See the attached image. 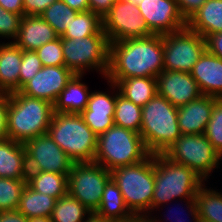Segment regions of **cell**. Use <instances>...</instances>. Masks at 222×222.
I'll return each mask as SVG.
<instances>
[{
  "label": "cell",
  "instance_id": "44dd1931",
  "mask_svg": "<svg viewBox=\"0 0 222 222\" xmlns=\"http://www.w3.org/2000/svg\"><path fill=\"white\" fill-rule=\"evenodd\" d=\"M22 50L13 42L0 43V88L5 93L19 90Z\"/></svg>",
  "mask_w": 222,
  "mask_h": 222
},
{
  "label": "cell",
  "instance_id": "60d3db41",
  "mask_svg": "<svg viewBox=\"0 0 222 222\" xmlns=\"http://www.w3.org/2000/svg\"><path fill=\"white\" fill-rule=\"evenodd\" d=\"M57 0H23L24 16L40 15Z\"/></svg>",
  "mask_w": 222,
  "mask_h": 222
},
{
  "label": "cell",
  "instance_id": "74e56055",
  "mask_svg": "<svg viewBox=\"0 0 222 222\" xmlns=\"http://www.w3.org/2000/svg\"><path fill=\"white\" fill-rule=\"evenodd\" d=\"M21 19V15L6 11L0 6V37L15 40L19 33Z\"/></svg>",
  "mask_w": 222,
  "mask_h": 222
},
{
  "label": "cell",
  "instance_id": "c3c4849f",
  "mask_svg": "<svg viewBox=\"0 0 222 222\" xmlns=\"http://www.w3.org/2000/svg\"><path fill=\"white\" fill-rule=\"evenodd\" d=\"M65 2L69 7L78 11L84 12L90 10L88 0H62Z\"/></svg>",
  "mask_w": 222,
  "mask_h": 222
},
{
  "label": "cell",
  "instance_id": "7a4b0ae2",
  "mask_svg": "<svg viewBox=\"0 0 222 222\" xmlns=\"http://www.w3.org/2000/svg\"><path fill=\"white\" fill-rule=\"evenodd\" d=\"M154 178L152 212L178 198L184 200V203L186 199H195L197 192L205 183V180L191 168L172 162L163 154H154Z\"/></svg>",
  "mask_w": 222,
  "mask_h": 222
},
{
  "label": "cell",
  "instance_id": "ba28073f",
  "mask_svg": "<svg viewBox=\"0 0 222 222\" xmlns=\"http://www.w3.org/2000/svg\"><path fill=\"white\" fill-rule=\"evenodd\" d=\"M65 67L74 74L97 70L106 78L109 69L110 43L106 34H94L82 39L61 38Z\"/></svg>",
  "mask_w": 222,
  "mask_h": 222
},
{
  "label": "cell",
  "instance_id": "7dc6e473",
  "mask_svg": "<svg viewBox=\"0 0 222 222\" xmlns=\"http://www.w3.org/2000/svg\"><path fill=\"white\" fill-rule=\"evenodd\" d=\"M0 6L6 11L24 16L23 0H0Z\"/></svg>",
  "mask_w": 222,
  "mask_h": 222
},
{
  "label": "cell",
  "instance_id": "9c48e42d",
  "mask_svg": "<svg viewBox=\"0 0 222 222\" xmlns=\"http://www.w3.org/2000/svg\"><path fill=\"white\" fill-rule=\"evenodd\" d=\"M163 155L172 162L191 168L205 181H208L211 172L222 163V157L204 133L179 136Z\"/></svg>",
  "mask_w": 222,
  "mask_h": 222
},
{
  "label": "cell",
  "instance_id": "e575fe53",
  "mask_svg": "<svg viewBox=\"0 0 222 222\" xmlns=\"http://www.w3.org/2000/svg\"><path fill=\"white\" fill-rule=\"evenodd\" d=\"M110 83V84H109ZM112 91L115 93H107L102 91L91 92L87 108L83 111H93L100 114H114L116 105V84L108 82Z\"/></svg>",
  "mask_w": 222,
  "mask_h": 222
},
{
  "label": "cell",
  "instance_id": "ffe728a7",
  "mask_svg": "<svg viewBox=\"0 0 222 222\" xmlns=\"http://www.w3.org/2000/svg\"><path fill=\"white\" fill-rule=\"evenodd\" d=\"M27 159L24 143L5 139L0 141V177L27 179Z\"/></svg>",
  "mask_w": 222,
  "mask_h": 222
},
{
  "label": "cell",
  "instance_id": "7402d4cb",
  "mask_svg": "<svg viewBox=\"0 0 222 222\" xmlns=\"http://www.w3.org/2000/svg\"><path fill=\"white\" fill-rule=\"evenodd\" d=\"M82 78L83 75L77 74L72 77L54 102V112L80 114L87 108L91 93L88 86L81 82Z\"/></svg>",
  "mask_w": 222,
  "mask_h": 222
},
{
  "label": "cell",
  "instance_id": "7bdbcfd3",
  "mask_svg": "<svg viewBox=\"0 0 222 222\" xmlns=\"http://www.w3.org/2000/svg\"><path fill=\"white\" fill-rule=\"evenodd\" d=\"M9 105V93L0 95V141L8 139L7 113Z\"/></svg>",
  "mask_w": 222,
  "mask_h": 222
},
{
  "label": "cell",
  "instance_id": "6da1fadb",
  "mask_svg": "<svg viewBox=\"0 0 222 222\" xmlns=\"http://www.w3.org/2000/svg\"><path fill=\"white\" fill-rule=\"evenodd\" d=\"M164 70L163 35L110 43L107 82L131 77H157Z\"/></svg>",
  "mask_w": 222,
  "mask_h": 222
},
{
  "label": "cell",
  "instance_id": "f35d334b",
  "mask_svg": "<svg viewBox=\"0 0 222 222\" xmlns=\"http://www.w3.org/2000/svg\"><path fill=\"white\" fill-rule=\"evenodd\" d=\"M84 122L97 135H101L114 125V114L93 113V111H82Z\"/></svg>",
  "mask_w": 222,
  "mask_h": 222
},
{
  "label": "cell",
  "instance_id": "816d5d0a",
  "mask_svg": "<svg viewBox=\"0 0 222 222\" xmlns=\"http://www.w3.org/2000/svg\"><path fill=\"white\" fill-rule=\"evenodd\" d=\"M29 222H52L51 217H35L30 218Z\"/></svg>",
  "mask_w": 222,
  "mask_h": 222
},
{
  "label": "cell",
  "instance_id": "f907efd6",
  "mask_svg": "<svg viewBox=\"0 0 222 222\" xmlns=\"http://www.w3.org/2000/svg\"><path fill=\"white\" fill-rule=\"evenodd\" d=\"M84 222H116L111 219L103 218L92 212Z\"/></svg>",
  "mask_w": 222,
  "mask_h": 222
},
{
  "label": "cell",
  "instance_id": "4fadbf2b",
  "mask_svg": "<svg viewBox=\"0 0 222 222\" xmlns=\"http://www.w3.org/2000/svg\"><path fill=\"white\" fill-rule=\"evenodd\" d=\"M24 146L28 171H47L67 175L71 172L73 160L48 133L26 141Z\"/></svg>",
  "mask_w": 222,
  "mask_h": 222
},
{
  "label": "cell",
  "instance_id": "ac0fdd59",
  "mask_svg": "<svg viewBox=\"0 0 222 222\" xmlns=\"http://www.w3.org/2000/svg\"><path fill=\"white\" fill-rule=\"evenodd\" d=\"M190 74L202 95L222 98V59L207 50L192 68Z\"/></svg>",
  "mask_w": 222,
  "mask_h": 222
},
{
  "label": "cell",
  "instance_id": "484cf974",
  "mask_svg": "<svg viewBox=\"0 0 222 222\" xmlns=\"http://www.w3.org/2000/svg\"><path fill=\"white\" fill-rule=\"evenodd\" d=\"M27 185L34 191L59 199L68 193V175L47 171H28Z\"/></svg>",
  "mask_w": 222,
  "mask_h": 222
},
{
  "label": "cell",
  "instance_id": "cb8c5ba5",
  "mask_svg": "<svg viewBox=\"0 0 222 222\" xmlns=\"http://www.w3.org/2000/svg\"><path fill=\"white\" fill-rule=\"evenodd\" d=\"M94 213L116 222L133 216L124 203L120 189L112 179L106 183L99 207Z\"/></svg>",
  "mask_w": 222,
  "mask_h": 222
},
{
  "label": "cell",
  "instance_id": "bcb514c9",
  "mask_svg": "<svg viewBox=\"0 0 222 222\" xmlns=\"http://www.w3.org/2000/svg\"><path fill=\"white\" fill-rule=\"evenodd\" d=\"M0 222H29V219L18 210L0 212Z\"/></svg>",
  "mask_w": 222,
  "mask_h": 222
},
{
  "label": "cell",
  "instance_id": "f6af8a7d",
  "mask_svg": "<svg viewBox=\"0 0 222 222\" xmlns=\"http://www.w3.org/2000/svg\"><path fill=\"white\" fill-rule=\"evenodd\" d=\"M116 0H88L90 10L103 18L114 5Z\"/></svg>",
  "mask_w": 222,
  "mask_h": 222
},
{
  "label": "cell",
  "instance_id": "4dcf8cb0",
  "mask_svg": "<svg viewBox=\"0 0 222 222\" xmlns=\"http://www.w3.org/2000/svg\"><path fill=\"white\" fill-rule=\"evenodd\" d=\"M91 213L89 209L67 193L57 199L51 220L52 222H84Z\"/></svg>",
  "mask_w": 222,
  "mask_h": 222
},
{
  "label": "cell",
  "instance_id": "1f68e13d",
  "mask_svg": "<svg viewBox=\"0 0 222 222\" xmlns=\"http://www.w3.org/2000/svg\"><path fill=\"white\" fill-rule=\"evenodd\" d=\"M78 11L69 7L62 0H57L46 8L40 16L54 29L58 36H62L75 19Z\"/></svg>",
  "mask_w": 222,
  "mask_h": 222
},
{
  "label": "cell",
  "instance_id": "ab89813d",
  "mask_svg": "<svg viewBox=\"0 0 222 222\" xmlns=\"http://www.w3.org/2000/svg\"><path fill=\"white\" fill-rule=\"evenodd\" d=\"M186 204H184L185 206H186V208L188 209V214H189V216H191V221L190 222H200L201 220H200V217H199V215H198V207H197V204H196V198L195 199H186ZM175 206H176V204H175ZM170 209V213L172 212V210L174 209H172L171 210V207H169ZM183 208V207H182ZM182 208H181V210H182ZM178 210H179V208H177ZM176 209H174V211H175ZM178 210H176L174 213L175 214H177L178 213ZM180 211V210H179ZM183 212H184V210H182ZM185 211H187V210H185ZM167 212H169V211H167ZM182 213V212H181ZM175 214L173 215V214H171V215H173V216H175ZM171 215H169L168 217L170 218V216ZM179 215V214H178ZM177 215V217H175L174 219H171V220H175L174 222H185L186 221V219L184 220H182V217H181V219H180V217ZM186 215V214H185ZM172 216V217H173ZM187 216V215H186ZM154 216H151L150 217V219H151V222H160L161 220L160 219H158L157 220V218L158 217H154ZM168 220V219H167ZM188 221V222H189ZM171 222V221H170Z\"/></svg>",
  "mask_w": 222,
  "mask_h": 222
},
{
  "label": "cell",
  "instance_id": "f5cc1de1",
  "mask_svg": "<svg viewBox=\"0 0 222 222\" xmlns=\"http://www.w3.org/2000/svg\"><path fill=\"white\" fill-rule=\"evenodd\" d=\"M125 1L132 3L134 5H138L142 0H125Z\"/></svg>",
  "mask_w": 222,
  "mask_h": 222
},
{
  "label": "cell",
  "instance_id": "277c9868",
  "mask_svg": "<svg viewBox=\"0 0 222 222\" xmlns=\"http://www.w3.org/2000/svg\"><path fill=\"white\" fill-rule=\"evenodd\" d=\"M111 179L120 189L124 203L133 215L151 216L154 193V154L143 161L115 168Z\"/></svg>",
  "mask_w": 222,
  "mask_h": 222
},
{
  "label": "cell",
  "instance_id": "681fc988",
  "mask_svg": "<svg viewBox=\"0 0 222 222\" xmlns=\"http://www.w3.org/2000/svg\"><path fill=\"white\" fill-rule=\"evenodd\" d=\"M117 222H151L150 216L133 215L131 218Z\"/></svg>",
  "mask_w": 222,
  "mask_h": 222
},
{
  "label": "cell",
  "instance_id": "b9f144b4",
  "mask_svg": "<svg viewBox=\"0 0 222 222\" xmlns=\"http://www.w3.org/2000/svg\"><path fill=\"white\" fill-rule=\"evenodd\" d=\"M207 0H176L180 14L186 22L202 7Z\"/></svg>",
  "mask_w": 222,
  "mask_h": 222
},
{
  "label": "cell",
  "instance_id": "e0dca14e",
  "mask_svg": "<svg viewBox=\"0 0 222 222\" xmlns=\"http://www.w3.org/2000/svg\"><path fill=\"white\" fill-rule=\"evenodd\" d=\"M216 97L201 95L178 109V125L182 135L203 134L210 120Z\"/></svg>",
  "mask_w": 222,
  "mask_h": 222
},
{
  "label": "cell",
  "instance_id": "5b68a950",
  "mask_svg": "<svg viewBox=\"0 0 222 222\" xmlns=\"http://www.w3.org/2000/svg\"><path fill=\"white\" fill-rule=\"evenodd\" d=\"M140 135L150 154H163L182 135L177 107L156 94L142 107Z\"/></svg>",
  "mask_w": 222,
  "mask_h": 222
},
{
  "label": "cell",
  "instance_id": "d4e9b609",
  "mask_svg": "<svg viewBox=\"0 0 222 222\" xmlns=\"http://www.w3.org/2000/svg\"><path fill=\"white\" fill-rule=\"evenodd\" d=\"M119 93L135 105L145 106L157 94L156 78L131 77L116 83Z\"/></svg>",
  "mask_w": 222,
  "mask_h": 222
},
{
  "label": "cell",
  "instance_id": "f1b7e54d",
  "mask_svg": "<svg viewBox=\"0 0 222 222\" xmlns=\"http://www.w3.org/2000/svg\"><path fill=\"white\" fill-rule=\"evenodd\" d=\"M114 124L131 131L140 133L142 121V107L122 96L116 86V105Z\"/></svg>",
  "mask_w": 222,
  "mask_h": 222
},
{
  "label": "cell",
  "instance_id": "52a82bcc",
  "mask_svg": "<svg viewBox=\"0 0 222 222\" xmlns=\"http://www.w3.org/2000/svg\"><path fill=\"white\" fill-rule=\"evenodd\" d=\"M149 154L140 133L114 124L97 136L94 162L111 171L143 161Z\"/></svg>",
  "mask_w": 222,
  "mask_h": 222
},
{
  "label": "cell",
  "instance_id": "8d00e7d4",
  "mask_svg": "<svg viewBox=\"0 0 222 222\" xmlns=\"http://www.w3.org/2000/svg\"><path fill=\"white\" fill-rule=\"evenodd\" d=\"M43 68L42 62L36 51H22V62L19 74V89L29 80H31L38 71Z\"/></svg>",
  "mask_w": 222,
  "mask_h": 222
},
{
  "label": "cell",
  "instance_id": "ee69618b",
  "mask_svg": "<svg viewBox=\"0 0 222 222\" xmlns=\"http://www.w3.org/2000/svg\"><path fill=\"white\" fill-rule=\"evenodd\" d=\"M205 42L206 50L222 59V32L208 35Z\"/></svg>",
  "mask_w": 222,
  "mask_h": 222
},
{
  "label": "cell",
  "instance_id": "603a6c76",
  "mask_svg": "<svg viewBox=\"0 0 222 222\" xmlns=\"http://www.w3.org/2000/svg\"><path fill=\"white\" fill-rule=\"evenodd\" d=\"M187 27L204 38L222 32V0H207L187 21Z\"/></svg>",
  "mask_w": 222,
  "mask_h": 222
},
{
  "label": "cell",
  "instance_id": "2e32d148",
  "mask_svg": "<svg viewBox=\"0 0 222 222\" xmlns=\"http://www.w3.org/2000/svg\"><path fill=\"white\" fill-rule=\"evenodd\" d=\"M157 94L179 107L199 98L202 93L188 72L163 70L157 77Z\"/></svg>",
  "mask_w": 222,
  "mask_h": 222
},
{
  "label": "cell",
  "instance_id": "9a60e30c",
  "mask_svg": "<svg viewBox=\"0 0 222 222\" xmlns=\"http://www.w3.org/2000/svg\"><path fill=\"white\" fill-rule=\"evenodd\" d=\"M75 74L65 66H43L18 91L26 96L52 104Z\"/></svg>",
  "mask_w": 222,
  "mask_h": 222
},
{
  "label": "cell",
  "instance_id": "8992f818",
  "mask_svg": "<svg viewBox=\"0 0 222 222\" xmlns=\"http://www.w3.org/2000/svg\"><path fill=\"white\" fill-rule=\"evenodd\" d=\"M47 133L73 162H93L97 135L81 114L54 112Z\"/></svg>",
  "mask_w": 222,
  "mask_h": 222
},
{
  "label": "cell",
  "instance_id": "f546056e",
  "mask_svg": "<svg viewBox=\"0 0 222 222\" xmlns=\"http://www.w3.org/2000/svg\"><path fill=\"white\" fill-rule=\"evenodd\" d=\"M94 34H105L102 18L91 10L78 12L61 38H85Z\"/></svg>",
  "mask_w": 222,
  "mask_h": 222
},
{
  "label": "cell",
  "instance_id": "83f0119b",
  "mask_svg": "<svg viewBox=\"0 0 222 222\" xmlns=\"http://www.w3.org/2000/svg\"><path fill=\"white\" fill-rule=\"evenodd\" d=\"M207 187L204 183L195 197L200 220L222 222V192Z\"/></svg>",
  "mask_w": 222,
  "mask_h": 222
},
{
  "label": "cell",
  "instance_id": "4316f807",
  "mask_svg": "<svg viewBox=\"0 0 222 222\" xmlns=\"http://www.w3.org/2000/svg\"><path fill=\"white\" fill-rule=\"evenodd\" d=\"M56 201V198L34 191L26 185L17 210L28 219L51 217Z\"/></svg>",
  "mask_w": 222,
  "mask_h": 222
},
{
  "label": "cell",
  "instance_id": "d590c367",
  "mask_svg": "<svg viewBox=\"0 0 222 222\" xmlns=\"http://www.w3.org/2000/svg\"><path fill=\"white\" fill-rule=\"evenodd\" d=\"M36 52L43 66H65L61 37L42 45Z\"/></svg>",
  "mask_w": 222,
  "mask_h": 222
},
{
  "label": "cell",
  "instance_id": "30bf717a",
  "mask_svg": "<svg viewBox=\"0 0 222 222\" xmlns=\"http://www.w3.org/2000/svg\"><path fill=\"white\" fill-rule=\"evenodd\" d=\"M110 171L96 162H74L68 175V194L91 212L100 204Z\"/></svg>",
  "mask_w": 222,
  "mask_h": 222
},
{
  "label": "cell",
  "instance_id": "5bb4252c",
  "mask_svg": "<svg viewBox=\"0 0 222 222\" xmlns=\"http://www.w3.org/2000/svg\"><path fill=\"white\" fill-rule=\"evenodd\" d=\"M138 9L153 34L165 35L187 27L176 0H142Z\"/></svg>",
  "mask_w": 222,
  "mask_h": 222
},
{
  "label": "cell",
  "instance_id": "836d02e7",
  "mask_svg": "<svg viewBox=\"0 0 222 222\" xmlns=\"http://www.w3.org/2000/svg\"><path fill=\"white\" fill-rule=\"evenodd\" d=\"M204 135L222 157V98L214 101L210 120Z\"/></svg>",
  "mask_w": 222,
  "mask_h": 222
},
{
  "label": "cell",
  "instance_id": "8fae6325",
  "mask_svg": "<svg viewBox=\"0 0 222 222\" xmlns=\"http://www.w3.org/2000/svg\"><path fill=\"white\" fill-rule=\"evenodd\" d=\"M206 51L205 38L188 27L163 35L164 70L190 73Z\"/></svg>",
  "mask_w": 222,
  "mask_h": 222
},
{
  "label": "cell",
  "instance_id": "d6986e66",
  "mask_svg": "<svg viewBox=\"0 0 222 222\" xmlns=\"http://www.w3.org/2000/svg\"><path fill=\"white\" fill-rule=\"evenodd\" d=\"M59 38L54 29L39 15L23 16L18 36L13 42L22 50L36 51Z\"/></svg>",
  "mask_w": 222,
  "mask_h": 222
},
{
  "label": "cell",
  "instance_id": "3957f363",
  "mask_svg": "<svg viewBox=\"0 0 222 222\" xmlns=\"http://www.w3.org/2000/svg\"><path fill=\"white\" fill-rule=\"evenodd\" d=\"M53 113V104L46 100L29 97L19 91L9 93L8 139L25 143L46 134Z\"/></svg>",
  "mask_w": 222,
  "mask_h": 222
},
{
  "label": "cell",
  "instance_id": "d6a6232c",
  "mask_svg": "<svg viewBox=\"0 0 222 222\" xmlns=\"http://www.w3.org/2000/svg\"><path fill=\"white\" fill-rule=\"evenodd\" d=\"M27 179H10L0 177V212L17 210Z\"/></svg>",
  "mask_w": 222,
  "mask_h": 222
},
{
  "label": "cell",
  "instance_id": "db71d44e",
  "mask_svg": "<svg viewBox=\"0 0 222 222\" xmlns=\"http://www.w3.org/2000/svg\"><path fill=\"white\" fill-rule=\"evenodd\" d=\"M5 93L1 88H0V95Z\"/></svg>",
  "mask_w": 222,
  "mask_h": 222
},
{
  "label": "cell",
  "instance_id": "7c38bea8",
  "mask_svg": "<svg viewBox=\"0 0 222 222\" xmlns=\"http://www.w3.org/2000/svg\"><path fill=\"white\" fill-rule=\"evenodd\" d=\"M102 21L109 43L153 35L139 13L138 5L125 0H116Z\"/></svg>",
  "mask_w": 222,
  "mask_h": 222
}]
</instances>
